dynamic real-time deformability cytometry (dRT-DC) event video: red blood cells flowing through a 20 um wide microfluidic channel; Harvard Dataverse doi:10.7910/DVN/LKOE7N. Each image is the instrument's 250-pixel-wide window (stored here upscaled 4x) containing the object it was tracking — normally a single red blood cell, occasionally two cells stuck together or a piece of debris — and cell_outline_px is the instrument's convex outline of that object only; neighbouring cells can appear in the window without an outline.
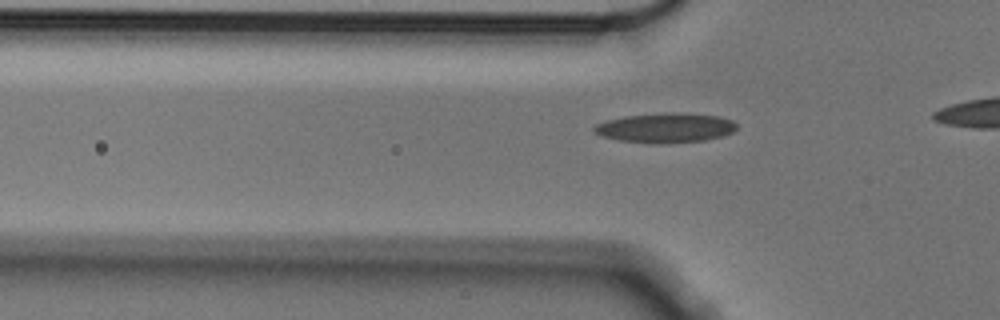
{"species": "Egyptian fruit bat (a non-hibernating species)", "species_latin": "Rousettus aegyptiacus", "temperature_condition": "cold", "stored_images_in_passage": 13, "camera_frame_rate_fps": 3000, "um_per_image_px": 0.085, "animal": {"sex": "male"}, "frame": {"image": 1, "passage_image": 3, "time_ms": 0.667, "image_size_px": [1000, 320], "cell_outline_px": [[736, 128], [732, 132], [724, 136], [704, 140], [668, 144], [652, 144], [616, 140], [600, 136], [592, 132], [592, 128], [596, 124], [604, 120], [624, 116], [664, 112], [720, 116], [732, 120], [736, 124]], "centroid_in_image_um": [56.49, 10.88], "position_along_channel_um": 69.3, "area_um2": 25.09}}
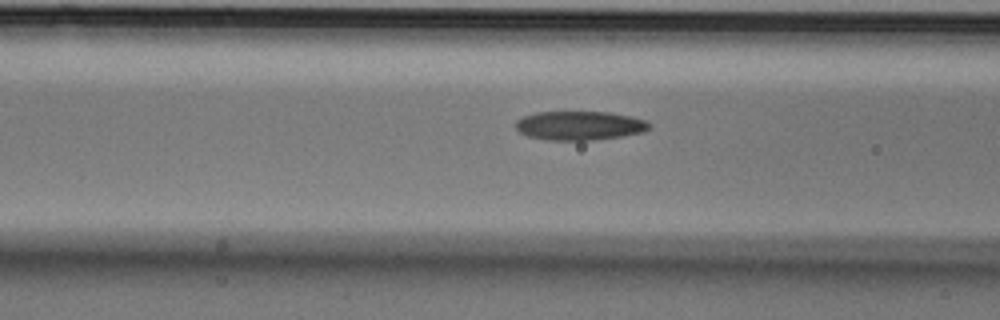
{"frame": {"image": 2, "passage_image": 7, "time_ms": 2.0, "image_size_px": [1000, 320], "cell_outline_px": [[652, 124], [644, 132], [624, 136], [592, 140], [548, 140], [528, 136], [520, 132], [516, 128], [516, 120], [524, 116], [536, 112], [608, 112], [632, 116], [644, 120]], "centroid_in_image_um": [49.28, 10.67], "position_along_channel_um": 117.3, "area_um2": 22.6}}
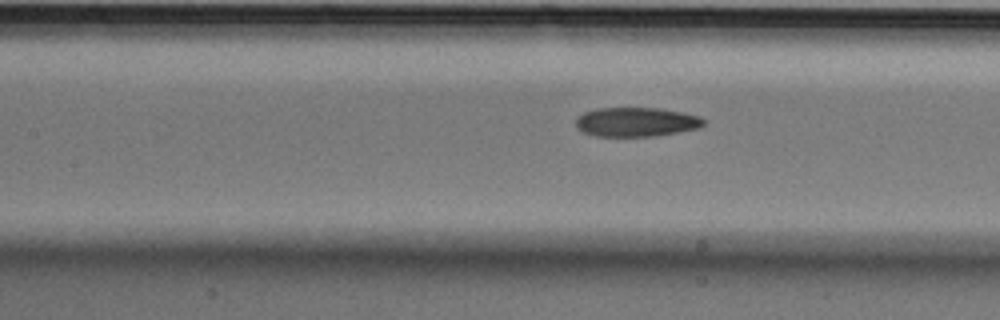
{"frame": {"image": 3, "passage_image": 10, "time_ms": 3.0, "image_size_px": [1000, 320], "cell_outline_px": [[704, 124], [700, 128], [680, 132], [656, 136], [596, 136], [584, 132], [576, 128], [576, 116], [584, 112], [596, 108], [660, 108], [684, 112], [700, 116], [704, 120]], "centroid_in_image_um": [54.09, 10.36], "position_along_channel_um": 153.3, "area_um2": 22.02}}